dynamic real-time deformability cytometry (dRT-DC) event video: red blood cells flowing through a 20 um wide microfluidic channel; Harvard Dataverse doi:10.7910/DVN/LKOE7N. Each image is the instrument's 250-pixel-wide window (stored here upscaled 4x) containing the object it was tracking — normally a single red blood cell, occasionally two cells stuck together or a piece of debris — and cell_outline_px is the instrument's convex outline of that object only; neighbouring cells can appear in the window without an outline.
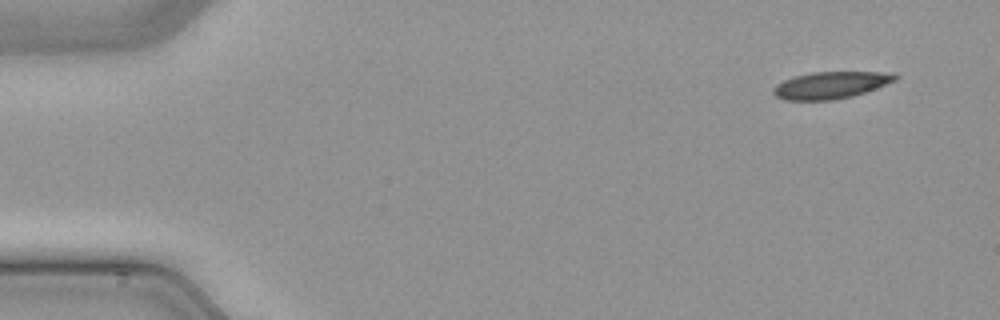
{"species": "common noctule bat (a hibernating species)", "species_latin": "Nyctalus noctula", "temperature_condition": "cold", "stored_images_in_passage": 46, "camera_frame_rate_fps": 3000, "um_per_image_px": 0.085, "animal": {"sex": "male", "body_mass_g": 21.5, "forearm_length_mm": 52.0}, "frame": {"image": 1, "passage_image": 1, "time_ms": 0.0, "image_size_px": [1000, 320], "cell_outline_px": [[900, 76], [896, 80], [876, 88], [852, 96], [832, 100], [784, 100], [776, 96], [772, 92], [772, 88], [776, 84], [784, 80], [796, 76], [812, 72], [892, 72]], "centroid_in_image_um": [70.61, 7.23], "position_along_channel_um": 14.4, "area_um2": 19.13}}
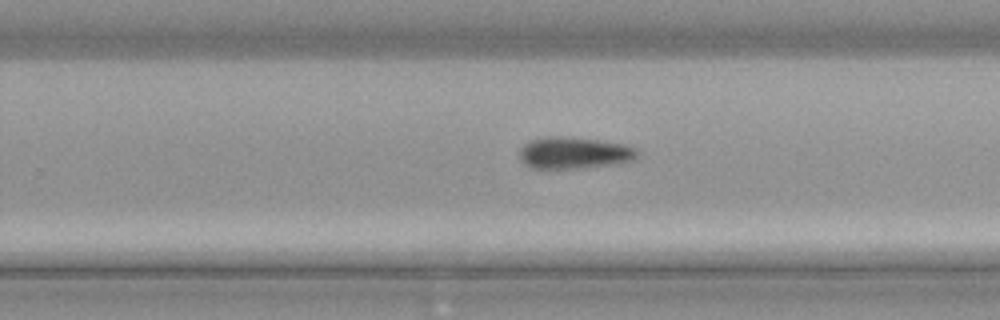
{"frame": {"image": 2, "passage_image": 28, "time_ms": 9.0, "image_size_px": [1000, 320], "cell_outline_px": [[640, 152], [632, 160], [616, 164], [580, 168], [528, 168], [520, 160], [520, 148], [528, 140], [544, 136], [560, 136], [600, 140], [628, 144], [636, 148]], "centroid_in_image_um": [48.79, 12.98], "position_along_channel_um": 281.0, "area_um2": 22.14}}
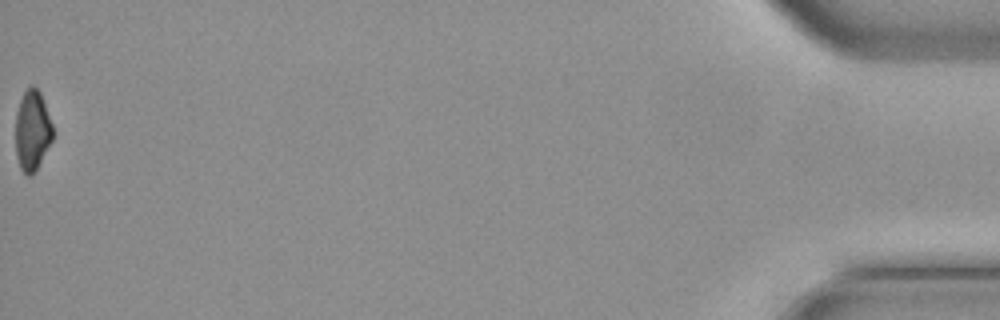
{"frame": {"image": 3, "passage_image": 46, "time_ms": 15.0, "image_size_px": [1000, 320], "cell_outline_px": [[52, 140], [32, 176], [28, 176], [20, 168], [16, 156], [16, 112], [20, 100], [24, 92], [32, 84], [40, 92], [52, 124]], "centroid_in_image_um": [2.73, 11.09], "position_along_channel_um": 432.5, "area_um2": 17.17}}